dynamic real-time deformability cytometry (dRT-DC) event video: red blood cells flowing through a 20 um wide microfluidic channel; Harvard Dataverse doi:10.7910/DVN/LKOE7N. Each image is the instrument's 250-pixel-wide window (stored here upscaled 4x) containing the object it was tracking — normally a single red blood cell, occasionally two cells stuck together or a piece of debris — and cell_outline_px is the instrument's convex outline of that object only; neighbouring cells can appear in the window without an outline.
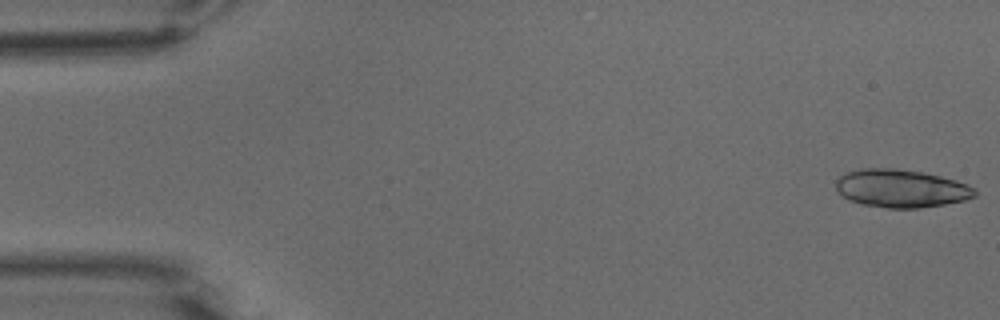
{"species": "common noctule bat (a hibernating species)", "species_latin": "Nyctalus noctula", "temperature_condition": "warm", "stored_images_in_passage": 27, "camera_frame_rate_fps": 3000, "um_per_image_px": 0.085, "animal": {"sex": "male", "body_mass_g": 15.6}, "frame": {"image": 1, "passage_image": 1, "time_ms": 0.0, "image_size_px": [1000, 320], "cell_outline_px": [[976, 196], [964, 200], [944, 204], [916, 208], [888, 208], [860, 204], [848, 200], [836, 188], [836, 180], [840, 176], [848, 172], [860, 168], [892, 168], [924, 172], [956, 180], [968, 184], [976, 188]], "centroid_in_image_um": [76.61, 16.01], "position_along_channel_um": 8.4, "area_um2": 30.81}}